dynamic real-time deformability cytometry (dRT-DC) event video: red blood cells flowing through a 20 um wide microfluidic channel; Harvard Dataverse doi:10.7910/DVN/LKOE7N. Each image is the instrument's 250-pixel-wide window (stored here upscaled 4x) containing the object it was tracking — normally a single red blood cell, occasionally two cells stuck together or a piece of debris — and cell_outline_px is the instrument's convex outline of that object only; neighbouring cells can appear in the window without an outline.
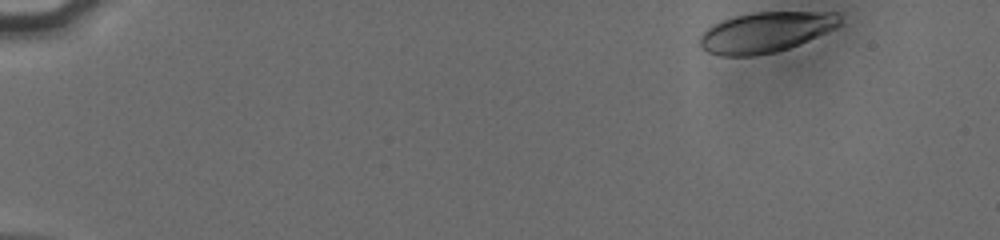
{"species": "human", "species_latin": "Homo sapiens", "temperature_condition": "cold", "stored_images_in_passage": 50, "camera_frame_rate_fps": 3000, "um_per_image_px": 0.085, "donor": {"sex": "male"}, "frame": {"image": 1, "passage_image": 1, "time_ms": 0.0, "image_size_px": [1000, 240], "cell_outline_px": [[844, 24], [836, 28], [800, 44], [776, 52], [752, 56], [720, 56], [708, 52], [700, 48], [700, 36], [712, 24], [720, 20], [752, 12], [836, 12], [840, 16]], "centroid_in_image_um": [65.1, 2.73], "position_along_channel_um": 19.9, "area_um2": 33.23}}
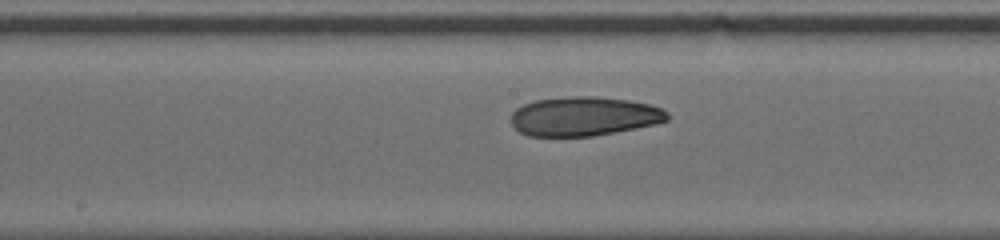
{"frame": {"image": 2, "passage_image": 26, "time_ms": 8.333, "image_size_px": [1000, 240], "cell_outline_px": [[668, 120], [656, 124], [636, 128], [592, 136], [528, 136], [520, 132], [512, 124], [512, 112], [516, 108], [524, 104], [536, 100], [568, 96], [596, 96], [628, 100], [648, 104], [660, 108], [668, 112]], "centroid_in_image_um": [49.64, 9.88], "position_along_channel_um": 198.6, "area_um2": 35.6}}
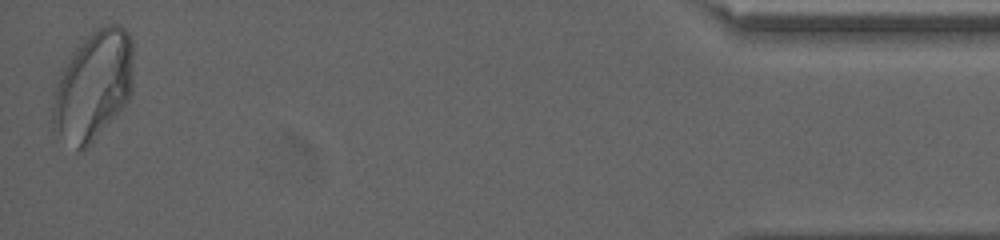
{"frame": {"image": 3, "passage_image": 50, "time_ms": 16.333, "image_size_px": [1000, 240], "cell_outline_px": [[132, 88], [128, 100], [92, 140], [80, 152], [76, 152], [52, 128], [52, 108], [60, 68], [84, 36], [96, 28], [112, 24], [120, 24], [128, 32], [132, 40]], "centroid_in_image_um": [7.9, 7.23], "position_along_channel_um": 427.3, "area_um2": 51.33}, "authors_computed_cell_mechanics": {"area_um2": 35.9227, "velocity_mm_per_s": 3.8163, "shape_relaxation_time_tau1_ms": 11.1525, "shape_relaxation_time_tau2_ms": 3.2273, "deformation_change_tau1": 0.2123, "deformation_change_tau2": 0.0885}}